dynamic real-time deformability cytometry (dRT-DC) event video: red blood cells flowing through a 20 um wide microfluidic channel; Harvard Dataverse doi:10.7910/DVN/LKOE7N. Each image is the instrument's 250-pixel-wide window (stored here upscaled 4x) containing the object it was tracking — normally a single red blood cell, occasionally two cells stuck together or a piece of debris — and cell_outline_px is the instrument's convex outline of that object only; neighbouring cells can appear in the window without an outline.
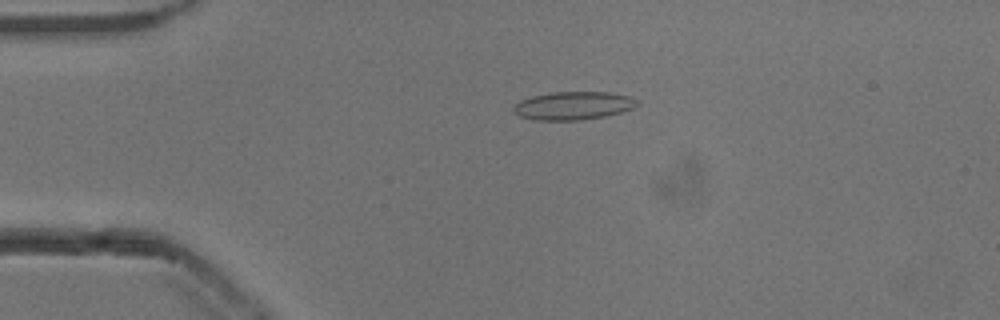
{"species": "common noctule bat (a hibernating species)", "species_latin": "Nyctalus noctula", "temperature_condition": "cold", "stored_images_in_passage": 43, "camera_frame_rate_fps": 3000, "um_per_image_px": 0.085, "animal": {"sex": "male", "body_mass_g": 13.3}, "frame": {"image": 1, "passage_image": 2, "time_ms": 0.333, "image_size_px": [1000, 320], "cell_outline_px": [[640, 104], [632, 108], [620, 112], [604, 116], [580, 120], [532, 120], [520, 116], [512, 112], [512, 104], [520, 100], [532, 96], [552, 92], [612, 92], [628, 96], [640, 100]], "centroid_in_image_um": [48.69, 8.98], "position_along_channel_um": 36.3, "area_um2": 20.52}}
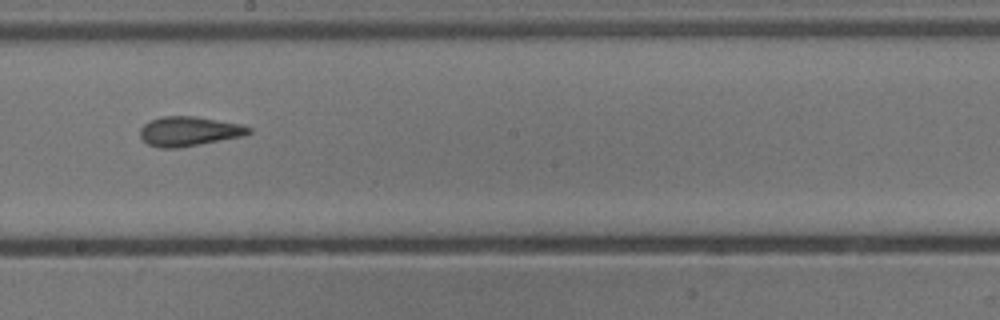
{"frame": {"image": 2, "passage_image": 20, "time_ms": 6.333, "image_size_px": [1000, 320], "cell_outline_px": [[252, 132], [244, 136], [180, 148], [160, 148], [148, 144], [140, 136], [140, 128], [148, 120], [164, 116], [196, 116], [244, 124], [252, 128]], "centroid_in_image_um": [16.1, 11.15], "position_along_channel_um": 232.1, "area_um2": 19.02}}
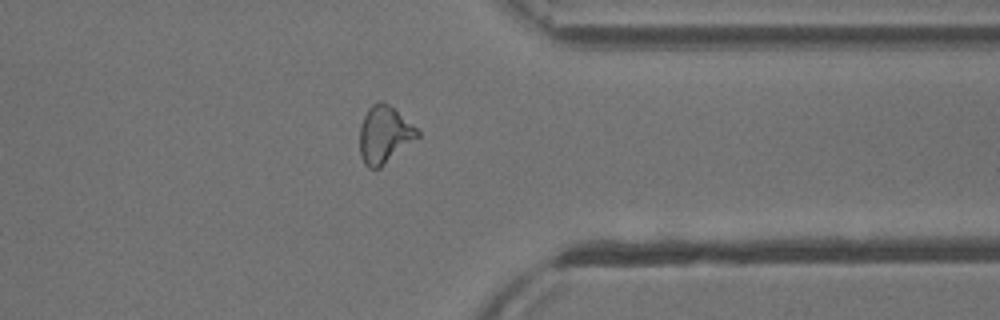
{"frame": {"image": 3, "passage_image": 32, "time_ms": 10.333, "image_size_px": [1000, 320], "cell_outline_px": [[420, 136], [380, 168], [368, 168], [364, 164], [360, 156], [360, 124], [368, 108], [372, 104], [380, 100], [396, 108], [420, 132]], "centroid_in_image_um": [32.67, 11.43], "position_along_channel_um": 378.7, "area_um2": 19.42}, "authors_computed_cell_mechanics": {"area_um2": 18.7272, "velocity_mm_per_s": 3.8618, "shape_relaxation_time_tau1_ms": null, "shape_relaxation_time_tau2_ms": 1.9887, "deformation_change_tau1": null, "deformation_change_tau2": 0.0858}}